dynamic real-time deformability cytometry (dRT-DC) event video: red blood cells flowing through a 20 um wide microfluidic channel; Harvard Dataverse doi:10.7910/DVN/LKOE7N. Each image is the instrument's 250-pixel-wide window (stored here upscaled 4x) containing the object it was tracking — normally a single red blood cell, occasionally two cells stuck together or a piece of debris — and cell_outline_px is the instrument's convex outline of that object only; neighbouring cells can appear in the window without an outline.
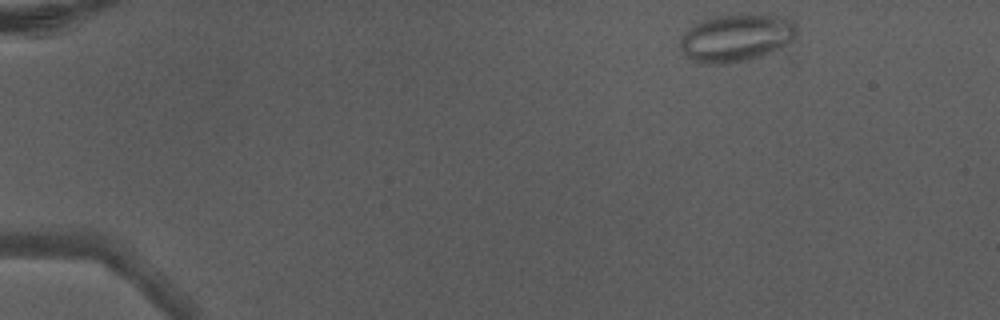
{"species": "Egyptian fruit bat (a non-hibernating species)", "species_latin": "Rousettus aegyptiacus", "temperature_condition": "warm", "stored_images_in_passage": 5, "camera_frame_rate_fps": 3000, "um_per_image_px": 0.085, "animal": {"sex": "male"}, "frame": {"image": 1, "passage_image": 5, "time_ms": 1.333, "image_size_px": [1000, 320], "cell_outline_px": [[796, 36], [792, 40], [780, 48], [760, 56], [748, 60], [728, 64], [704, 64], [692, 60], [684, 56], [680, 48], [680, 36], [692, 24], [716, 16], [740, 12], [744, 12], [792, 20], [796, 24]], "centroid_in_image_um": [62.52, 3.21], "position_along_channel_um": 22.5, "area_um2": 32.71}}